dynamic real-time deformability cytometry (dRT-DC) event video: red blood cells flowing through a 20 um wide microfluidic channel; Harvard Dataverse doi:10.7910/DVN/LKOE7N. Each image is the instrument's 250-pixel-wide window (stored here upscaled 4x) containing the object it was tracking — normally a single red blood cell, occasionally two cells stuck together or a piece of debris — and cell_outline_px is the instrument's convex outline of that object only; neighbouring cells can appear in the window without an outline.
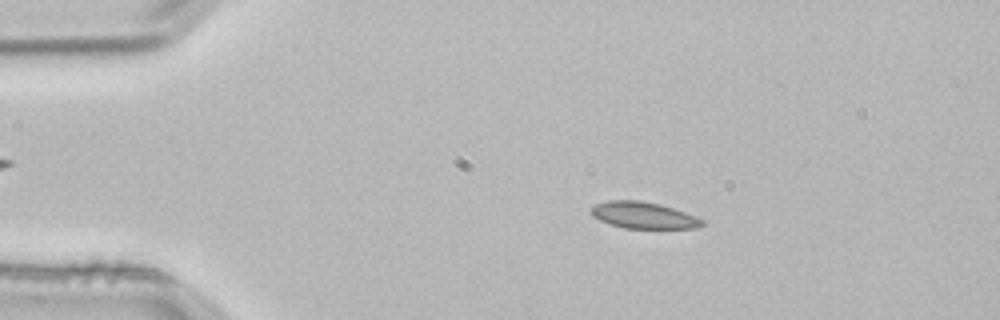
{"species": "common noctule bat (a hibernating species)", "species_latin": "Nyctalus noctula", "temperature_condition": "room temperature", "stored_images_in_passage": 2, "camera_frame_rate_fps": 3000, "um_per_image_px": 0.085, "animal": {"sex": "male", "body_mass_g": 21.5, "forearm_length_mm": 52.0}, "frame": {"image": 1, "passage_image": 1, "time_ms": 0.0, "image_size_px": [1000, 320], "cell_outline_px": [[704, 224], [696, 228], [624, 228], [600, 220], [592, 216], [588, 208], [596, 204], [608, 200], [640, 200], [660, 204], [696, 216], [704, 220]], "centroid_in_image_um": [54.67, 18.29], "position_along_channel_um": 30.3, "area_um2": 17.17}}